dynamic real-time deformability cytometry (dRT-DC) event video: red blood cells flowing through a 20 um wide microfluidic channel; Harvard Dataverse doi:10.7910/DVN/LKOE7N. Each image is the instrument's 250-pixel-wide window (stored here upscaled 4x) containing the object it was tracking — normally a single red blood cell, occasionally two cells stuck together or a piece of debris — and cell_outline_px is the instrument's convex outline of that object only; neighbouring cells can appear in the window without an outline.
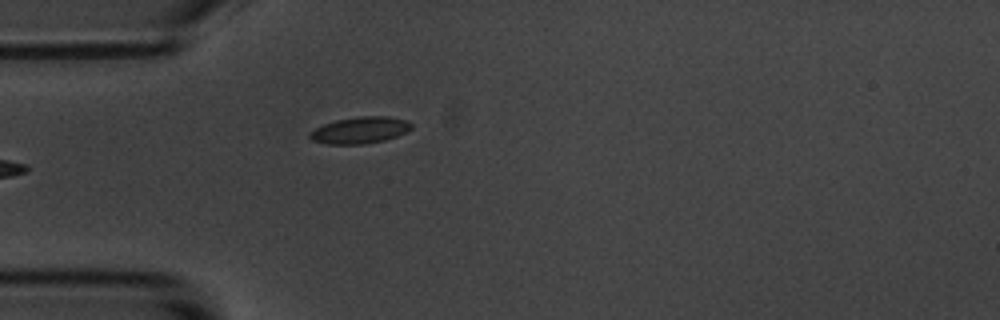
{"species": "common noctule bat (a hibernating species)", "species_latin": "Nyctalus noctula", "temperature_condition": "room temperature", "stored_images_in_passage": 5, "camera_frame_rate_fps": 3000, "um_per_image_px": 0.085, "animal": {"sex": "male", "body_mass_g": 20.1, "forearm_length_mm": 53.5}, "frame": {"image": 1, "passage_image": 5, "time_ms": 5.333, "image_size_px": [1000, 320], "cell_outline_px": [[412, 128], [396, 136], [384, 140], [364, 144], [328, 144], [312, 140], [308, 136], [308, 132], [324, 124], [336, 120], [360, 116], [388, 116], [408, 120], [412, 124]], "centroid_in_image_um": [30.59, 11.06], "position_along_channel_um": 54.4, "area_um2": 15.72}}